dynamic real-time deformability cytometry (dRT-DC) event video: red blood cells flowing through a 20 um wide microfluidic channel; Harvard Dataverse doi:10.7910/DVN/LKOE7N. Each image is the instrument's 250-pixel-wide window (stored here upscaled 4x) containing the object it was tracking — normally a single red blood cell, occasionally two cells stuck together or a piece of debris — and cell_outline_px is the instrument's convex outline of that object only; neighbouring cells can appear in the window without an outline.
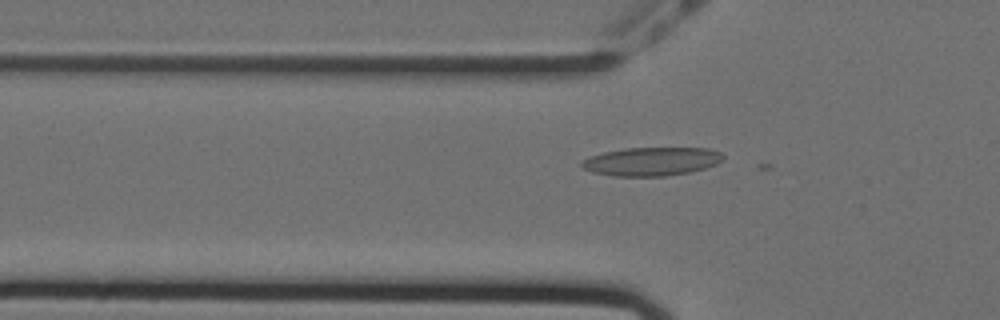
{"species": "Egyptian fruit bat (a non-hibernating species)", "species_latin": "Rousettus aegyptiacus", "temperature_condition": "cold", "stored_images_in_passage": 13, "camera_frame_rate_fps": 3000, "um_per_image_px": 0.085, "animal": {"sex": "female"}, "frame": {"image": 1, "passage_image": 11, "time_ms": 3.333, "image_size_px": [1000, 320], "cell_outline_px": [[724, 156], [716, 164], [704, 168], [688, 172], [664, 176], [612, 176], [592, 172], [584, 168], [580, 164], [584, 160], [592, 156], [604, 152], [624, 148], [708, 148], [720, 152]], "centroid_in_image_um": [55.37, 13.72], "position_along_channel_um": 70.4, "area_um2": 23.24}}